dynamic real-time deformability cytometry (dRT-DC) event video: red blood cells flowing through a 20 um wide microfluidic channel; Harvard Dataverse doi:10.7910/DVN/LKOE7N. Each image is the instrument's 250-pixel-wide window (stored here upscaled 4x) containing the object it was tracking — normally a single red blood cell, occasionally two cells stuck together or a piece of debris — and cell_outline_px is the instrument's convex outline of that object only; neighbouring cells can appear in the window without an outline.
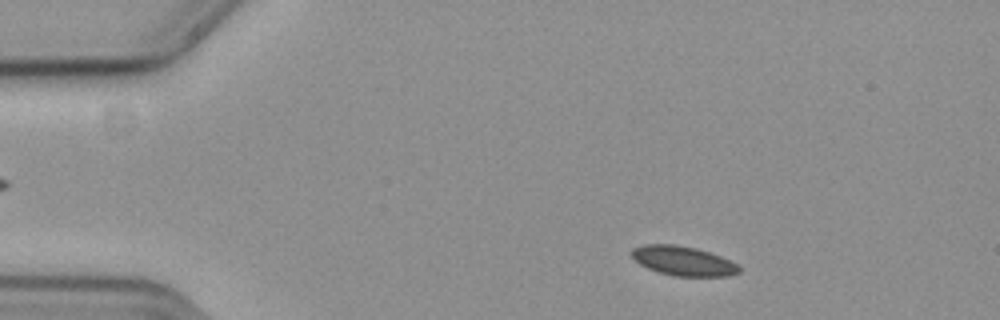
{"species": "common noctule bat (a hibernating species)", "species_latin": "Nyctalus noctula", "temperature_condition": "cold", "stored_images_in_passage": 54, "camera_frame_rate_fps": 3000, "um_per_image_px": 0.085, "animal": {"sex": "female", "body_mass_g": 19.3, "forearm_length_mm": 54.1}, "frame": {"image": 1, "passage_image": 6, "time_ms": 1.667, "image_size_px": [1000, 320], "cell_outline_px": [[740, 272], [728, 276], [672, 276], [648, 268], [632, 260], [632, 248], [644, 244], [676, 244], [696, 248], [720, 256], [740, 264]], "centroid_in_image_um": [58.07, 22.17], "position_along_channel_um": 26.9, "area_um2": 18.55}}
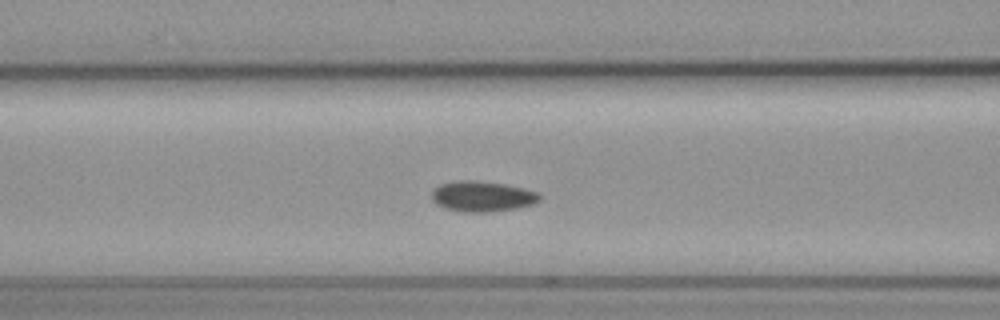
{"frame": {"image": 2, "passage_image": 20, "time_ms": 6.333, "image_size_px": [1000, 320], "cell_outline_px": [[540, 200], [536, 204], [516, 208], [492, 212], [464, 212], [444, 208], [436, 204], [432, 200], [432, 192], [440, 184], [460, 180], [472, 180], [504, 184], [524, 188], [540, 192]], "centroid_in_image_um": [41.03, 16.7], "position_along_channel_um": 125.6, "area_um2": 19.31}}
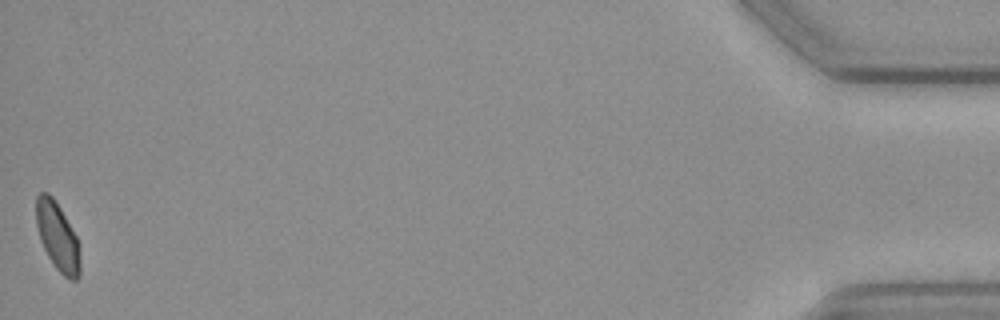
{"frame": {"image": 3, "passage_image": 54, "time_ms": 17.667, "image_size_px": [1000, 320], "cell_outline_px": [[80, 276], [76, 280], [72, 280], [64, 276], [56, 268], [48, 256], [40, 240], [36, 224], [36, 196], [40, 192], [48, 192], [52, 196], [60, 208], [76, 236], [80, 248]], "centroid_in_image_um": [4.89, 20.11], "position_along_channel_um": 430.3, "area_um2": 17.46}}